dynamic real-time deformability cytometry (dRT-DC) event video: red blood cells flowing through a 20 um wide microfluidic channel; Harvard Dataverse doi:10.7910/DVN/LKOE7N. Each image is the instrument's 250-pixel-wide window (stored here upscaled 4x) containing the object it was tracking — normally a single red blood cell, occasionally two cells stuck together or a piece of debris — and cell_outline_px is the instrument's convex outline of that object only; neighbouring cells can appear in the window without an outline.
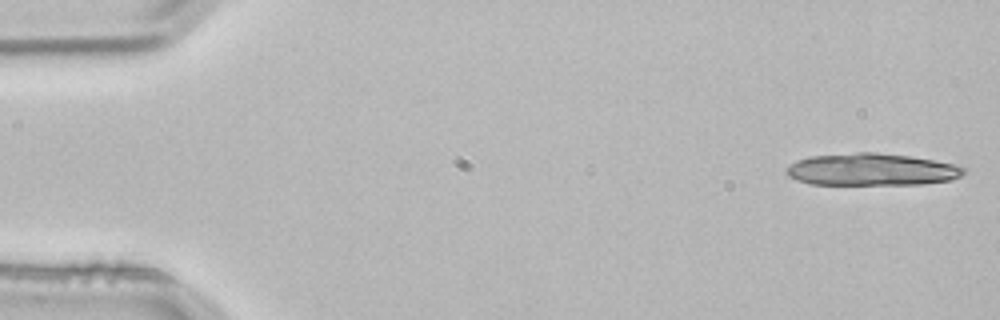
{"species": "common noctule bat (a hibernating species)", "species_latin": "Nyctalus noctula", "temperature_condition": "room temperature", "stored_images_in_passage": 3, "camera_frame_rate_fps": 3000, "um_per_image_px": 0.085, "animal": {"sex": "male", "body_mass_g": 21.5, "forearm_length_mm": 52.0}, "frame": {"image": 1, "passage_image": 1, "time_ms": 0.0, "image_size_px": [1000, 320], "cell_outline_px": [[968, 172], [952, 180], [920, 184], [808, 184], [796, 180], [788, 176], [784, 172], [784, 168], [788, 164], [796, 160], [812, 156], [856, 152], [876, 152], [912, 156], [936, 160], [952, 164], [964, 168]], "centroid_in_image_um": [74.05, 14.4], "position_along_channel_um": 11.0, "area_um2": 33.58}}